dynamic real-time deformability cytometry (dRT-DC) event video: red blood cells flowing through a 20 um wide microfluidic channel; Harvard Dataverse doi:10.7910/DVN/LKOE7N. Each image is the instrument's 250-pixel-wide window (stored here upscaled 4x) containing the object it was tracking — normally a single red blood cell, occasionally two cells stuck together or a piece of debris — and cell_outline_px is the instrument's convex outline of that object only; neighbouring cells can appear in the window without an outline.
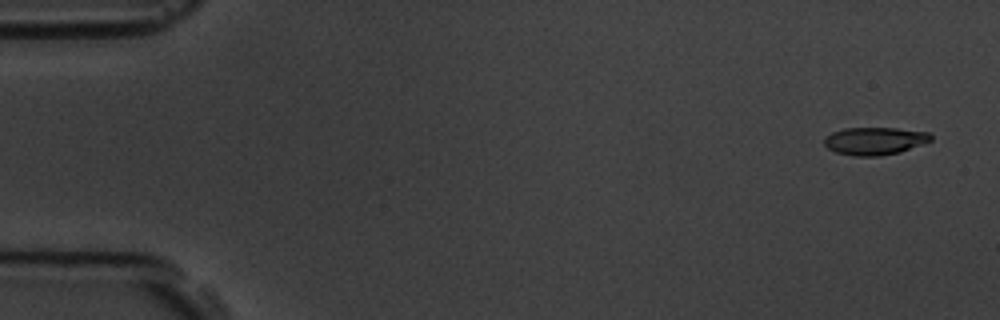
{"species": "common noctule bat (a hibernating species)", "species_latin": "Nyctalus noctula", "temperature_condition": "room temperature", "stored_images_in_passage": 5, "camera_frame_rate_fps": 3000, "um_per_image_px": 0.085, "animal": {"sex": "male", "body_mass_g": 19.5, "forearm_length_mm": 54.6}, "frame": {"image": 1, "passage_image": 1, "time_ms": 0.0, "image_size_px": [1000, 320], "cell_outline_px": [[932, 140], [900, 152], [880, 156], [852, 156], [836, 152], [828, 148], [824, 144], [824, 136], [832, 132], [844, 128], [896, 128], [928, 132], [932, 136]], "centroid_in_image_um": [74.32, 11.98], "position_along_channel_um": 10.7, "area_um2": 17.22}}